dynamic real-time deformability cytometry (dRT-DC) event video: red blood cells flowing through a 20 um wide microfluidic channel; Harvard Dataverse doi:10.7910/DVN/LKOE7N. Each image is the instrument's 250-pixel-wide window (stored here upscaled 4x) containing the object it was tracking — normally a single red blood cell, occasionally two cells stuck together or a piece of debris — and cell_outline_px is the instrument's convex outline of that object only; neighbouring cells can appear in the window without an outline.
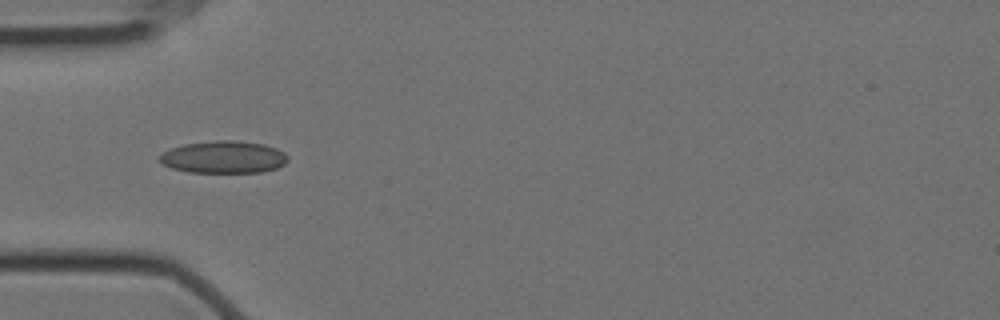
{"species": "Egyptian fruit bat (a non-hibernating species)", "species_latin": "Rousettus aegyptiacus", "temperature_condition": "cold", "stored_images_in_passage": 30, "camera_frame_rate_fps": 3000, "um_per_image_px": 0.085, "animal": {"sex": "female"}, "frame": {"image": 1, "passage_image": 1, "time_ms": 0.0, "image_size_px": [1000, 320], "cell_outline_px": [[288, 160], [284, 164], [276, 168], [264, 172], [188, 172], [172, 168], [160, 164], [160, 156], [164, 152], [172, 148], [184, 144], [216, 140], [232, 140], [264, 144], [276, 148], [284, 152], [288, 156]], "centroid_in_image_um": [19.02, 13.35], "position_along_channel_um": 66.0, "area_um2": 24.1}}
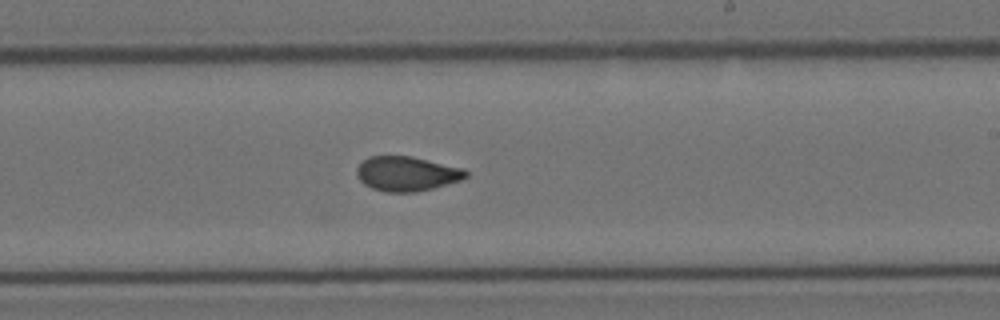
{"frame": {"image": 2, "passage_image": 17, "time_ms": 5.333, "image_size_px": [1000, 320], "cell_outline_px": [[468, 176], [460, 180], [432, 188], [416, 192], [384, 192], [372, 188], [364, 184], [356, 176], [356, 168], [368, 156], [412, 156], [464, 168], [468, 172]], "centroid_in_image_um": [34.56, 14.76], "position_along_channel_um": 254.4, "area_um2": 22.08}}
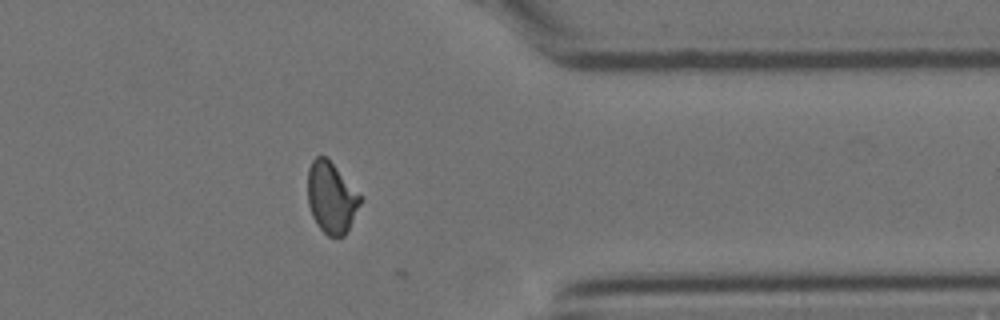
{"frame": {"image": 3, "passage_image": 29, "time_ms": 9.333, "image_size_px": [1000, 320], "cell_outline_px": [[360, 204], [344, 236], [328, 236], [320, 228], [312, 216], [308, 204], [308, 168], [312, 160], [316, 156], [324, 156], [336, 168], [360, 196]], "centroid_in_image_um": [28.12, 16.8], "position_along_channel_um": 383.3, "area_um2": 21.1}, "authors_computed_cell_mechanics": {"area_um2": 22.1085, "velocity_mm_per_s": 3.5257, "shape_relaxation_time_tau1_ms": null, "shape_relaxation_time_tau2_ms": 1.2299, "deformation_change_tau1": null, "deformation_change_tau2": 0.0598}}